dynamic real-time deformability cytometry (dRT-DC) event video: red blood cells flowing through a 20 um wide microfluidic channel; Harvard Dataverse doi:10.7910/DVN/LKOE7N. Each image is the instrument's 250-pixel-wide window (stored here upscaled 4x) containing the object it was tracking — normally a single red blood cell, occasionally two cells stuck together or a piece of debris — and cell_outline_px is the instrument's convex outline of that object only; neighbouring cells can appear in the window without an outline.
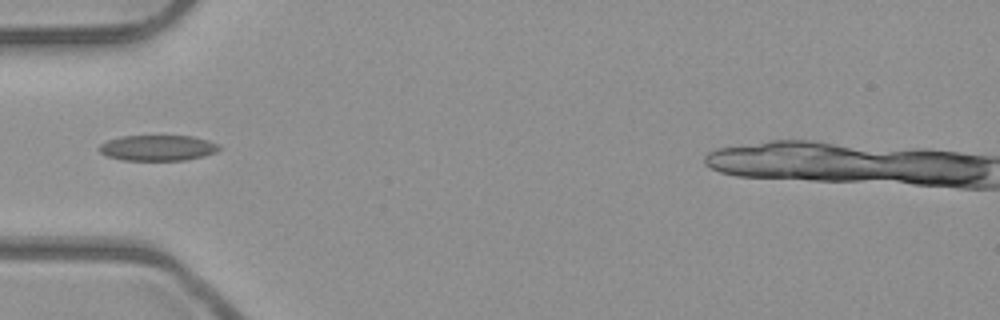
{"species": "common noctule bat (a hibernating species)", "species_latin": "Nyctalus noctula", "temperature_condition": "room temperature", "stored_images_in_passage": 4, "camera_frame_rate_fps": 3000, "um_per_image_px": 0.085, "animal": {"sex": "male", "body_mass_g": 23.1, "forearm_length_mm": 52.7}, "frame": {"image": 1, "passage_image": 4, "time_ms": 1.0, "image_size_px": [1000, 320], "cell_outline_px": [[220, 148], [216, 152], [204, 156], [188, 160], [120, 160], [108, 156], [100, 152], [96, 148], [100, 144], [108, 140], [120, 136], [192, 136], [208, 140], [216, 144]], "centroid_in_image_um": [13.37, 12.57], "position_along_channel_um": 71.6, "area_um2": 17.98}}